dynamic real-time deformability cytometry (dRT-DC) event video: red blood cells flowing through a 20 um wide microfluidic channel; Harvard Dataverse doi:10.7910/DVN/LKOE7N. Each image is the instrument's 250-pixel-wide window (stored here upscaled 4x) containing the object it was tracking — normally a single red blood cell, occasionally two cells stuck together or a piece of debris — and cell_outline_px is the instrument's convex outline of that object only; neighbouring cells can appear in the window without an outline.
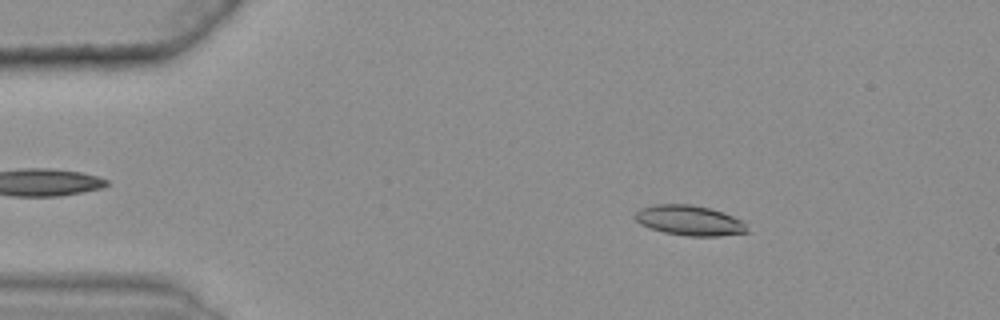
{"species": "common noctule bat (a hibernating species)", "species_latin": "Nyctalus noctula", "temperature_condition": "warm", "stored_images_in_passage": 47, "camera_frame_rate_fps": 3000, "um_per_image_px": 0.085, "animal": {"sex": "female", "body_mass_g": 25.1}, "frame": {"image": 1, "passage_image": 9, "time_ms": 2.667, "image_size_px": [1000, 320], "cell_outline_px": [[748, 232], [720, 236], [688, 236], [664, 232], [648, 228], [640, 224], [632, 216], [640, 208], [656, 204], [692, 204], [708, 208], [732, 216], [740, 220], [748, 228]], "centroid_in_image_um": [58.55, 18.74], "position_along_channel_um": 26.5, "area_um2": 19.59}}
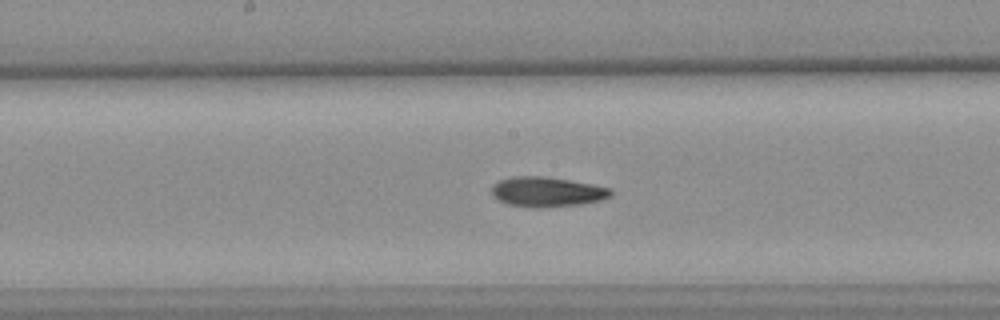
{"frame": {"image": 2, "passage_image": 29, "time_ms": 9.333, "image_size_px": [1000, 320], "cell_outline_px": [[612, 196], [600, 200], [580, 204], [540, 208], [508, 204], [492, 196], [492, 184], [500, 180], [512, 176], [544, 176], [592, 184], [612, 188]], "centroid_in_image_um": [46.5, 16.3], "position_along_channel_um": 201.7, "area_um2": 20.69}}
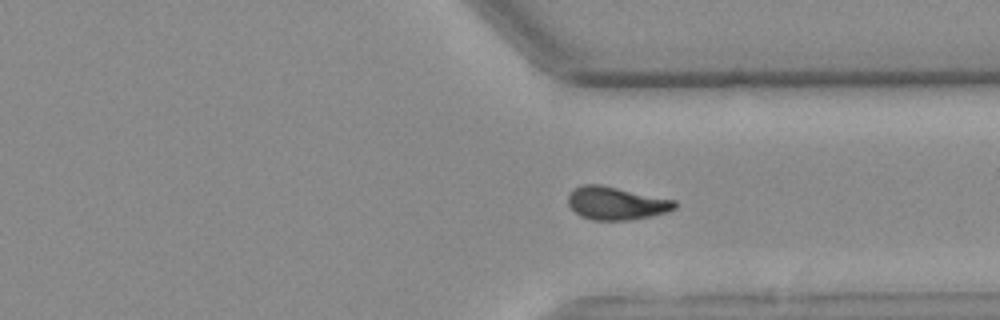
{"frame": {"image": 3, "passage_image": 42, "time_ms": 13.667, "image_size_px": [1000, 320], "cell_outline_px": [[676, 208], [668, 212], [628, 220], [592, 220], [580, 216], [568, 204], [568, 196], [572, 188], [580, 184], [600, 184], [676, 200]], "centroid_in_image_um": [52.35, 17.26], "position_along_channel_um": 359.1, "area_um2": 20.58}, "authors_computed_cell_mechanics": {"area_um2": 20.0566, "velocity_mm_per_s": 3.6244, "shape_relaxation_time_tau1_ms": 8.3614, "shape_relaxation_time_tau2_ms": 6.9401, "deformation_change_tau1": 0.2202, "deformation_change_tau2": 0.1616}}